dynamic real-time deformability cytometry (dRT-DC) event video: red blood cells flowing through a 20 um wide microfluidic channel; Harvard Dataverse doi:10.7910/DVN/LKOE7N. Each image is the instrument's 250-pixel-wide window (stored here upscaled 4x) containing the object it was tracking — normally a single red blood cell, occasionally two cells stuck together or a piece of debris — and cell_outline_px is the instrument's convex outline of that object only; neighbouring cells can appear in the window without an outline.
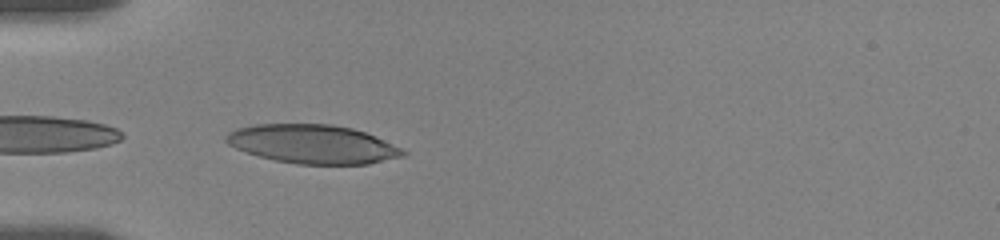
{"species": "human", "species_latin": "Homo sapiens", "temperature_condition": "room temperature", "stored_images_in_passage": 11, "camera_frame_rate_fps": 3000, "um_per_image_px": 0.085, "donor": {"sex": "female"}, "frame": {"image": 1, "passage_image": 7, "time_ms": 5.0, "image_size_px": [1000, 240], "cell_outline_px": [[408, 152], [404, 156], [368, 164], [296, 164], [276, 160], [260, 156], [236, 148], [228, 144], [224, 140], [224, 136], [228, 132], [236, 128], [256, 124], [332, 124], [352, 128], [364, 132], [400, 148]], "centroid_in_image_um": [26.55, 12.24], "position_along_channel_um": 58.5, "area_um2": 39.71}}
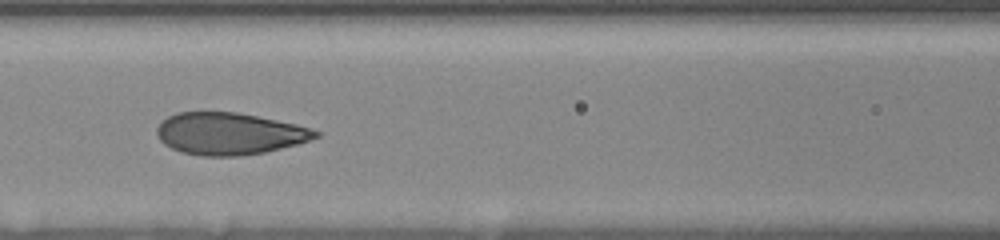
{"frame": {"image": 2, "passage_image": 10, "time_ms": 7.667, "image_size_px": [1000, 240], "cell_outline_px": [[320, 136], [296, 144], [264, 152], [240, 156], [200, 156], [180, 152], [164, 144], [160, 140], [156, 132], [156, 128], [168, 116], [176, 112], [236, 112], [296, 124], [312, 128], [320, 132]], "centroid_in_image_um": [19.47, 11.36], "position_along_channel_um": 147.1, "area_um2": 38.73}}